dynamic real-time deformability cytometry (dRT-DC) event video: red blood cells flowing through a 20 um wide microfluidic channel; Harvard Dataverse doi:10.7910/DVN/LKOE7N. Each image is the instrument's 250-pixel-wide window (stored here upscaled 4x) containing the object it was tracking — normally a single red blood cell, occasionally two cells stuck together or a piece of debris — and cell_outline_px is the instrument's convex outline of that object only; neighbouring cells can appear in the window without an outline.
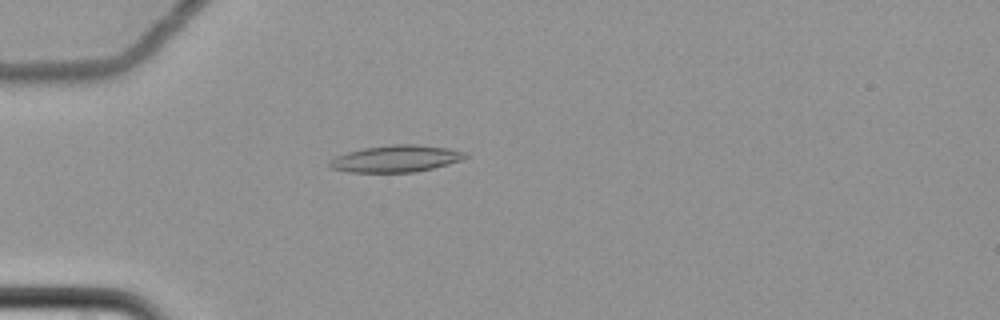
{"species": "common noctule bat (a hibernating species)", "species_latin": "Nyctalus noctula", "temperature_condition": "cold", "stored_images_in_passage": 61, "camera_frame_rate_fps": 3000, "um_per_image_px": 0.085, "animal": {"sex": "female", "body_mass_g": 22.7, "forearm_length_mm": 54.2}, "frame": {"image": 1, "passage_image": 19, "time_ms": 6.0, "image_size_px": [1000, 320], "cell_outline_px": [[468, 156], [460, 160], [448, 164], [416, 172], [348, 172], [332, 168], [328, 164], [328, 160], [336, 156], [348, 152], [364, 148], [392, 144], [416, 144], [448, 148], [468, 152]], "centroid_in_image_um": [33.66, 13.48], "position_along_channel_um": 51.3, "area_um2": 21.21}}
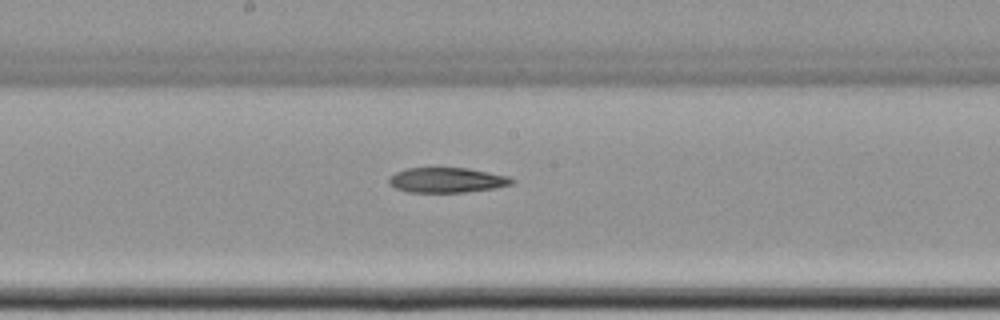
{"frame": {"image": 2, "passage_image": 34, "time_ms": 11.0, "image_size_px": [1000, 320], "cell_outline_px": [[516, 180], [512, 184], [496, 188], [464, 192], [408, 192], [396, 188], [388, 184], [388, 176], [404, 168], [468, 168], [508, 176]], "centroid_in_image_um": [37.96, 15.31], "position_along_channel_um": 210.2, "area_um2": 18.03}}
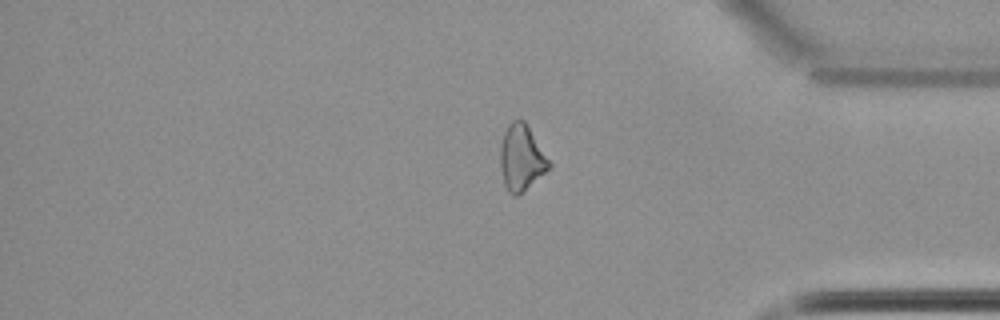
{"frame": {"image": 3, "passage_image": 51, "time_ms": 16.667, "image_size_px": [1000, 320], "cell_outline_px": [[552, 168], [516, 196], [512, 196], [508, 192], [504, 184], [500, 168], [500, 148], [504, 132], [508, 124], [512, 120], [524, 120], [552, 164]], "centroid_in_image_um": [44.32, 13.43], "position_along_channel_um": 390.9, "area_um2": 18.73}}